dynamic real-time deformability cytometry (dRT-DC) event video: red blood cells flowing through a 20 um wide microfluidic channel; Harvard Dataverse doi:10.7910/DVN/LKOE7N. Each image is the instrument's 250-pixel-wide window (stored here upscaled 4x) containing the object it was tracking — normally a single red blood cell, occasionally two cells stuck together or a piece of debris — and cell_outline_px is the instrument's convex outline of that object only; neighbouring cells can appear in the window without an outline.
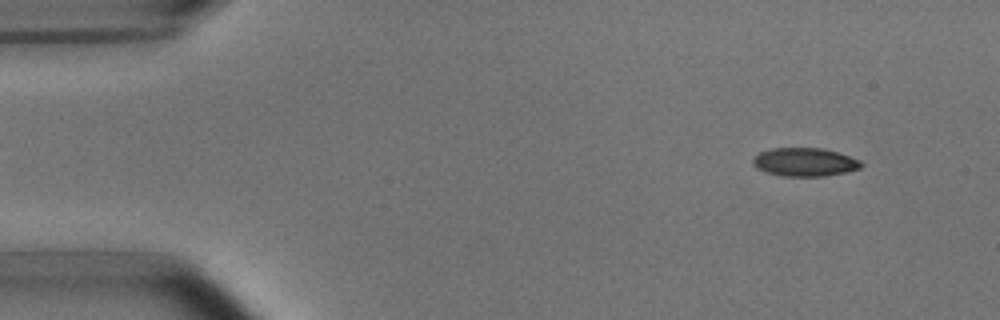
{"species": "common noctule bat (a hibernating species)", "species_latin": "Nyctalus noctula", "temperature_condition": "room temperature", "stored_images_in_passage": 6, "camera_frame_rate_fps": 3000, "um_per_image_px": 0.085, "animal": {"sex": "male", "body_mass_g": 15.6}, "frame": {"image": 1, "passage_image": 2, "time_ms": 1.333, "image_size_px": [1000, 320], "cell_outline_px": [[864, 164], [860, 168], [844, 172], [824, 176], [784, 176], [764, 172], [756, 168], [752, 164], [752, 160], [760, 152], [772, 148], [820, 148], [836, 152], [860, 160]], "centroid_in_image_um": [68.37, 13.78], "position_along_channel_um": 16.6, "area_um2": 17.8}}
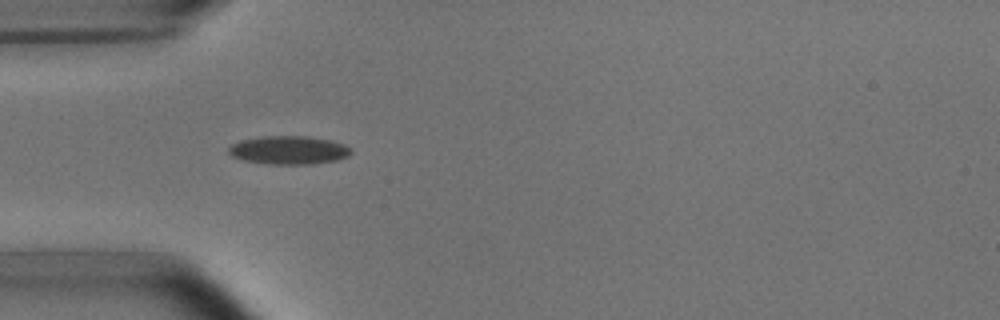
{"frame": {"image": 2, "passage_image": 5, "time_ms": 5.0, "image_size_px": [1000, 320], "cell_outline_px": [[352, 152], [348, 156], [336, 160], [308, 164], [272, 164], [244, 160], [232, 156], [228, 152], [228, 148], [232, 144], [240, 140], [264, 136], [308, 136], [332, 140], [344, 144], [352, 148]], "centroid_in_image_um": [24.57, 12.75], "position_along_channel_um": 60.4, "area_um2": 20.23}}